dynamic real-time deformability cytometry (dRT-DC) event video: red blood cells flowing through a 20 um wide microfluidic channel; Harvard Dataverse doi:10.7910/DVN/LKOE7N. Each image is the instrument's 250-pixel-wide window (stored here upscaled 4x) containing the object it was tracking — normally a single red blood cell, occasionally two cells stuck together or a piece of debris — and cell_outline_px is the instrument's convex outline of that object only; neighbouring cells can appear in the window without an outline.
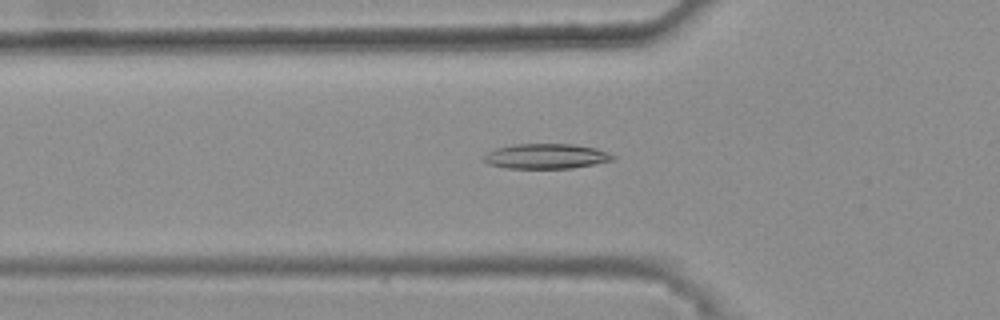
{"species": "common noctule bat (a hibernating species)", "species_latin": "Nyctalus noctula", "temperature_condition": "warm", "stored_images_in_passage": 46, "camera_frame_rate_fps": 3000, "um_per_image_px": 0.085, "animal": {"sex": "female", "body_mass_g": 25.1}, "frame": {"image": 1, "passage_image": 18, "time_ms": 5.667, "image_size_px": [1000, 320], "cell_outline_px": [[616, 160], [572, 168], [504, 168], [488, 164], [484, 160], [484, 156], [488, 152], [496, 148], [512, 144], [572, 144], [596, 148], [608, 152], [616, 156]], "centroid_in_image_um": [46.45, 13.28], "position_along_channel_um": 79.4, "area_um2": 18.9}}
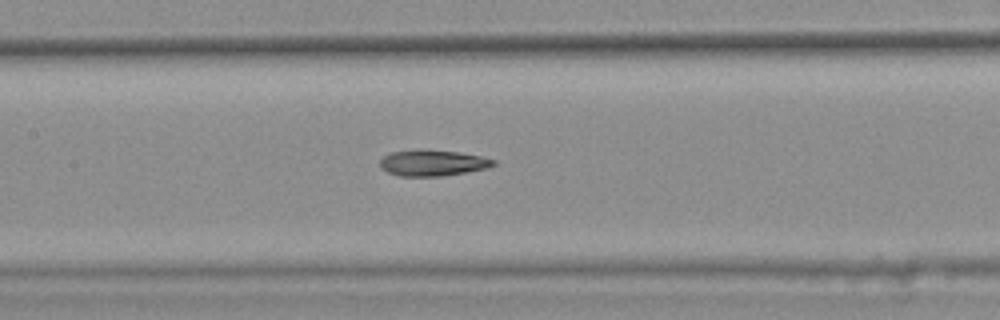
{"frame": {"image": 2, "passage_image": 25, "time_ms": 8.0, "image_size_px": [1000, 320], "cell_outline_px": [[496, 164], [488, 168], [440, 176], [400, 176], [388, 172], [380, 168], [380, 160], [384, 156], [392, 152], [420, 148], [424, 148], [456, 152], [480, 156], [496, 160]], "centroid_in_image_um": [36.75, 13.83], "position_along_channel_um": 170.6, "area_um2": 17.28}}
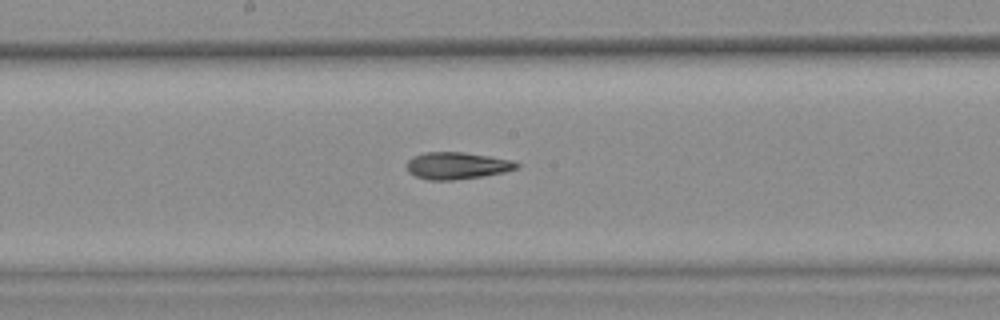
{"frame": {"image": 3, "passage_image": 28, "time_ms": 9.0, "image_size_px": [1000, 320], "cell_outline_px": [[520, 164], [516, 168], [504, 172], [484, 176], [452, 180], [428, 180], [416, 176], [408, 172], [408, 160], [412, 156], [424, 152], [464, 152], [512, 160]], "centroid_in_image_um": [38.83, 14.08], "position_along_channel_um": 209.4, "area_um2": 17.22}, "authors_computed_cell_mechanics": {"area_um2": 17.8024, "velocity_mm_per_s": 3.8901, "shape_relaxation_time_tau1_ms": null, "shape_relaxation_time_tau2_ms": 6.031, "deformation_change_tau1": null, "deformation_change_tau2": 0.1605}}